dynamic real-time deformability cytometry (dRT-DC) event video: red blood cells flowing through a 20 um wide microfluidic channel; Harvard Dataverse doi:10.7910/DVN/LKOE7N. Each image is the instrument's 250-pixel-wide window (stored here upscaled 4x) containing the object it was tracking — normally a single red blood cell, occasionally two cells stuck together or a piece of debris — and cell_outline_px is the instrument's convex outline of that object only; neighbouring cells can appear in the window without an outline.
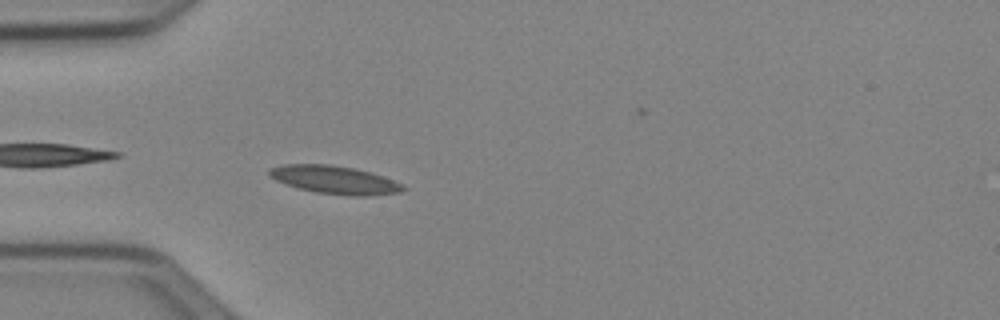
{"species": "Egyptian fruit bat (a non-hibernating species)", "species_latin": "Rousettus aegyptiacus", "temperature_condition": "cold", "stored_images_in_passage": 40, "camera_frame_rate_fps": 3000, "um_per_image_px": 0.085, "animal": {"sex": "female"}, "frame": {"image": 1, "passage_image": 3, "time_ms": 0.667, "image_size_px": [1000, 320], "cell_outline_px": [[408, 188], [400, 192], [368, 196], [356, 196], [316, 192], [300, 188], [276, 180], [268, 176], [268, 168], [284, 164], [328, 164], [352, 168], [372, 172], [404, 184]], "centroid_in_image_um": [28.47, 15.28], "position_along_channel_um": 56.5, "area_um2": 21.85}}
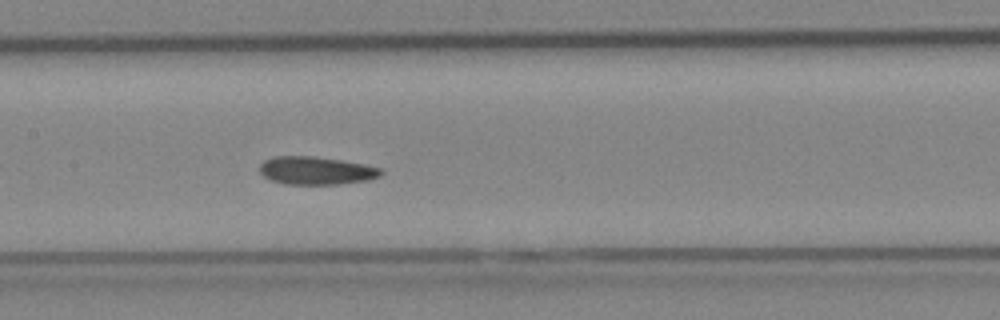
{"frame": {"image": 2, "passage_image": 13, "time_ms": 4.0, "image_size_px": [1000, 320], "cell_outline_px": [[384, 172], [380, 176], [368, 180], [340, 184], [284, 184], [272, 180], [264, 176], [260, 172], [260, 164], [264, 160], [272, 156], [312, 156], [340, 160], [364, 164], [384, 168]], "centroid_in_image_um": [26.9, 14.5], "position_along_channel_um": 180.5, "area_um2": 19.88}}
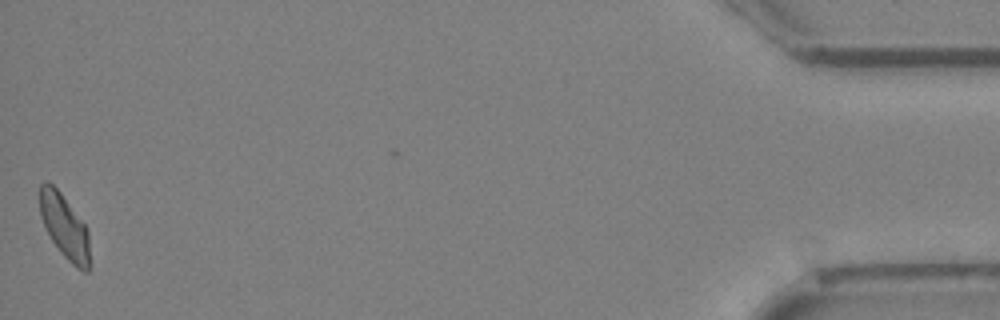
{"frame": {"image": 3, "passage_image": 39, "time_ms": 12.667, "image_size_px": [1000, 320], "cell_outline_px": [[88, 272], [84, 272], [76, 268], [64, 256], [52, 240], [40, 216], [40, 184], [44, 180], [48, 180], [60, 192], [84, 224], [88, 232]], "centroid_in_image_um": [5.46, 19.23], "position_along_channel_um": 429.7, "area_um2": 18.21}, "authors_computed_cell_mechanics": {"area_um2": 19.5364, "velocity_mm_per_s": 3.9219, "shape_relaxation_time_tau1_ms": null, "shape_relaxation_time_tau2_ms": 2.1481, "deformation_change_tau1": null, "deformation_change_tau2": 0.0679}}